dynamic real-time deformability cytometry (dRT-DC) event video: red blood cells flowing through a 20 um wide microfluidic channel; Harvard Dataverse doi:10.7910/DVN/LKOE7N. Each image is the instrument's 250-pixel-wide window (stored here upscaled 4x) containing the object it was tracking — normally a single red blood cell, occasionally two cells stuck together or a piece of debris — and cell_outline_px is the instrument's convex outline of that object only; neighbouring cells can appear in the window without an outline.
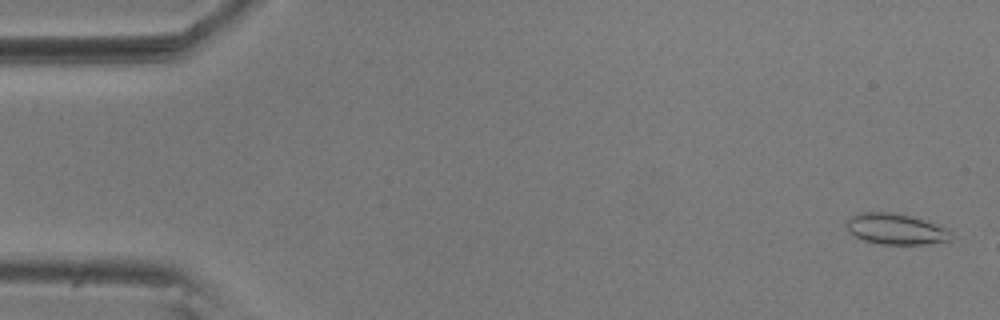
{"species": "common noctule bat (a hibernating species)", "species_latin": "Nyctalus noctula", "temperature_condition": "room temperature", "stored_images_in_passage": 56, "camera_frame_rate_fps": 3000, "um_per_image_px": 0.085, "animal": {"sex": "male", "body_mass_g": 20.5, "forearm_length_mm": 52.5}, "frame": {"image": 1, "passage_image": 2, "time_ms": 0.333, "image_size_px": [1000, 320], "cell_outline_px": [[952, 240], [924, 244], [880, 244], [864, 240], [848, 232], [844, 224], [852, 216], [860, 212], [892, 212], [912, 216], [944, 228], [952, 232]], "centroid_in_image_um": [76.1, 19.47], "position_along_channel_um": 8.9, "area_um2": 18.73}}
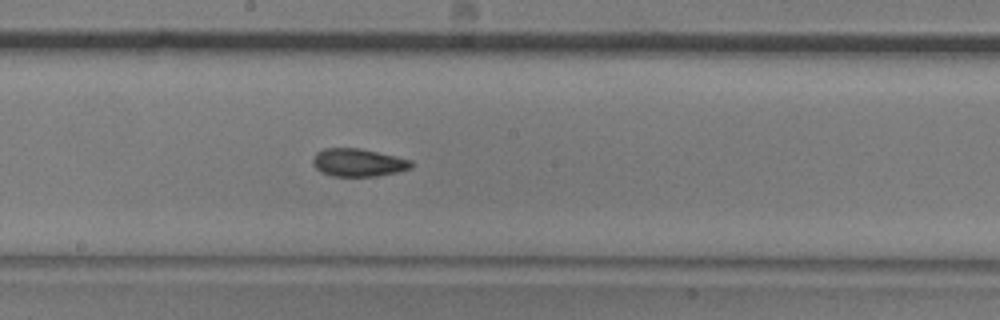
{"frame": {"image": 2, "passage_image": 30, "time_ms": 9.667, "image_size_px": [1000, 320], "cell_outline_px": [[412, 168], [396, 172], [376, 176], [332, 176], [320, 172], [312, 164], [312, 160], [316, 152], [324, 148], [360, 148], [412, 160]], "centroid_in_image_um": [30.41, 13.81], "position_along_channel_um": 217.8, "area_um2": 16.01}}
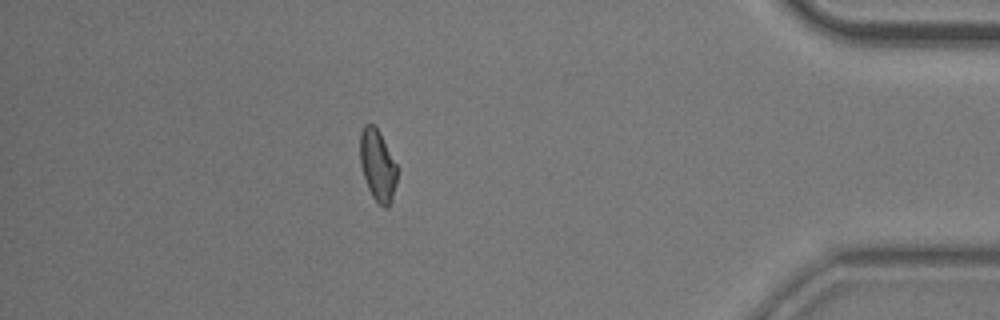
{"frame": {"image": 3, "passage_image": 49, "time_ms": 16.0, "image_size_px": [1000, 320], "cell_outline_px": [[396, 184], [392, 200], [388, 208], [384, 208], [372, 196], [368, 188], [360, 164], [360, 132], [364, 124], [372, 124], [380, 132], [396, 164]], "centroid_in_image_um": [32.09, 14.05], "position_along_channel_um": 403.1, "area_um2": 15.32}, "authors_computed_cell_mechanics": {"area_um2": 16.0395, "velocity_mm_per_s": 3.6251, "shape_relaxation_time_tau1_ms": 5.7921, "shape_relaxation_time_tau2_ms": 4.033, "deformation_change_tau1": 0.1224, "deformation_change_tau2": 0.0945}}